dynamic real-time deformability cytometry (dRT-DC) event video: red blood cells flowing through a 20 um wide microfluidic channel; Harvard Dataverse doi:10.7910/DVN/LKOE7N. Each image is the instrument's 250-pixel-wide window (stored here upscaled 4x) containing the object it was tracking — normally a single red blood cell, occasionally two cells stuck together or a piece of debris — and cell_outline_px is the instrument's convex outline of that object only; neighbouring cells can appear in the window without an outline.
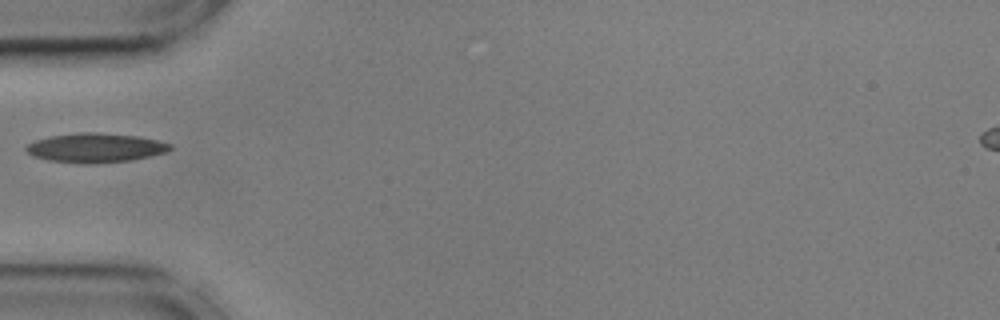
{"species": "common noctule bat (a hibernating species)", "species_latin": "Nyctalus noctula", "temperature_condition": "cold", "stored_images_in_passage": 38, "camera_frame_rate_fps": 3000, "um_per_image_px": 0.085, "animal": {"sex": "male", "body_mass_g": 17.9, "forearm_length_mm": 54.2}, "frame": {"image": 1, "passage_image": 1, "time_ms": 0.0, "image_size_px": [1000, 320], "cell_outline_px": [[172, 148], [164, 152], [132, 160], [88, 164], [80, 164], [48, 160], [32, 156], [24, 148], [28, 144], [36, 140], [48, 136], [80, 132], [96, 132], [140, 136], [172, 144]], "centroid_in_image_um": [8.08, 12.56], "position_along_channel_um": 76.9, "area_um2": 24.62}}
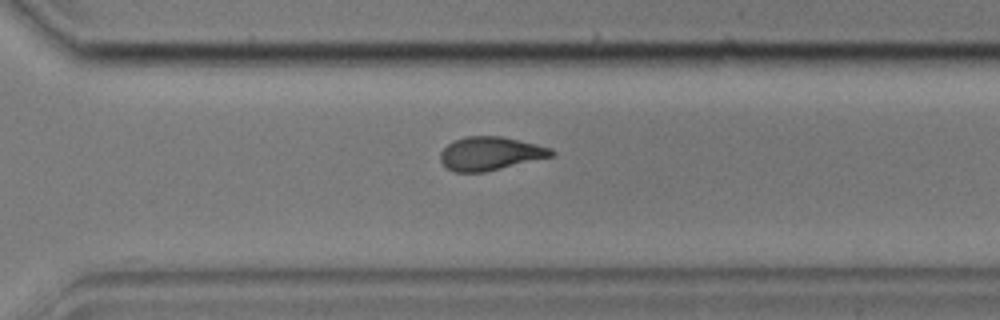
{"frame": {"image": 2, "passage_image": 22, "time_ms": 7.0, "image_size_px": [1000, 320], "cell_outline_px": [[556, 152], [552, 156], [484, 172], [456, 172], [448, 168], [440, 160], [440, 152], [448, 144], [456, 140], [468, 136], [500, 136], [536, 144], [552, 148]], "centroid_in_image_um": [41.67, 13.05], "position_along_channel_um": 328.9, "area_um2": 21.33}}
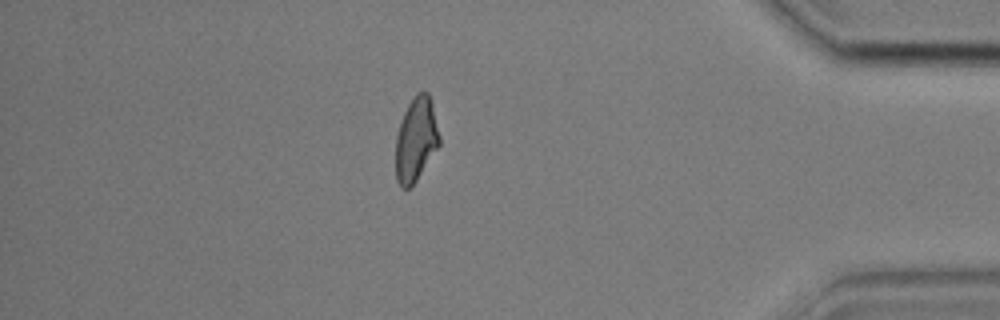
{"frame": {"image": 3, "passage_image": 31, "time_ms": 10.0, "image_size_px": [1000, 320], "cell_outline_px": [[440, 144], [416, 180], [408, 188], [400, 188], [396, 180], [396, 136], [404, 112], [412, 96], [416, 92], [428, 92], [432, 104], [440, 136]], "centroid_in_image_um": [35.35, 11.84], "position_along_channel_um": 399.8, "area_um2": 21.27}}